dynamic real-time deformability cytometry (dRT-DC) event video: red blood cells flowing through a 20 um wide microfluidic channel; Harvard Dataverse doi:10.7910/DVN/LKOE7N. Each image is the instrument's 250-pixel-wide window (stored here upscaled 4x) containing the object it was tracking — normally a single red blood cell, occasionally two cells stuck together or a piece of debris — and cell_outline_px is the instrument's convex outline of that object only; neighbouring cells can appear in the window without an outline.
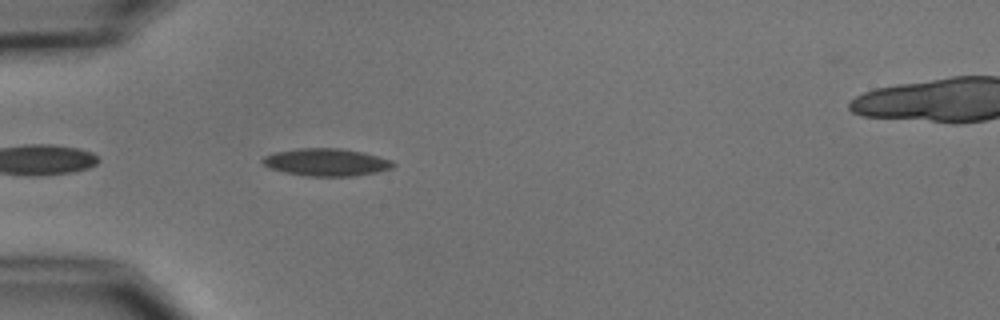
{"species": "common noctule bat (a hibernating species)", "species_latin": "Nyctalus noctula", "temperature_condition": "cold", "stored_images_in_passage": 4, "camera_frame_rate_fps": 3000, "um_per_image_px": 0.085, "animal": {"sex": "male", "body_mass_g": 15.6}, "frame": {"image": 1, "passage_image": 4, "time_ms": 3.667, "image_size_px": [1000, 320], "cell_outline_px": [[396, 164], [392, 168], [376, 172], [352, 176], [308, 176], [284, 172], [268, 168], [260, 160], [264, 156], [272, 152], [296, 148], [340, 148], [360, 152], [392, 160]], "centroid_in_image_um": [27.68, 13.78], "position_along_channel_um": 57.3, "area_um2": 20.92}}